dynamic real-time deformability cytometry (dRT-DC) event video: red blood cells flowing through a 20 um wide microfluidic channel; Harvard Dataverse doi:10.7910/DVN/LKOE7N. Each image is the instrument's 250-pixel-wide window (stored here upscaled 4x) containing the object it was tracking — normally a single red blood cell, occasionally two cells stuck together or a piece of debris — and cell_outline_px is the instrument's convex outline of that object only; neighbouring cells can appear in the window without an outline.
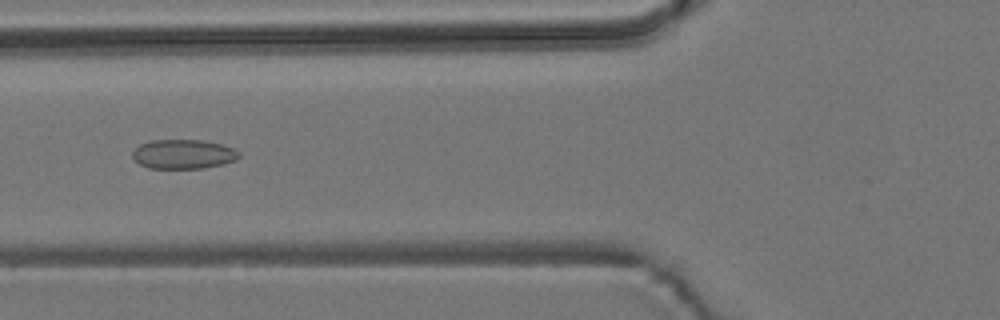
{"species": "common noctule bat (a hibernating species)", "species_latin": "Nyctalus noctula", "temperature_condition": "room temperature", "stored_images_in_passage": 4, "camera_frame_rate_fps": 3000, "um_per_image_px": 0.085, "animal": {"sex": "male", "body_mass_g": 19.2, "forearm_length_mm": 51.8}, "frame": {"image": 1, "passage_image": 4, "time_ms": 3.667, "image_size_px": [1000, 320], "cell_outline_px": [[240, 156], [236, 160], [224, 164], [204, 168], [148, 168], [140, 164], [132, 156], [132, 152], [140, 144], [152, 140], [204, 140], [220, 144], [232, 148], [240, 152]], "centroid_in_image_um": [15.6, 13.1], "position_along_channel_um": 110.2, "area_um2": 18.21}}